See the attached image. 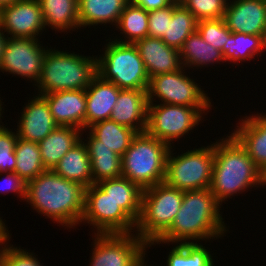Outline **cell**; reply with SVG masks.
<instances>
[{
    "label": "cell",
    "mask_w": 266,
    "mask_h": 266,
    "mask_svg": "<svg viewBox=\"0 0 266 266\" xmlns=\"http://www.w3.org/2000/svg\"><path fill=\"white\" fill-rule=\"evenodd\" d=\"M221 205L210 189L187 190L170 228L151 241L148 248L158 244H181L223 238L229 231L220 212ZM201 240V241H200Z\"/></svg>",
    "instance_id": "1"
},
{
    "label": "cell",
    "mask_w": 266,
    "mask_h": 266,
    "mask_svg": "<svg viewBox=\"0 0 266 266\" xmlns=\"http://www.w3.org/2000/svg\"><path fill=\"white\" fill-rule=\"evenodd\" d=\"M85 190L82 184L45 170L27 182L25 201L53 223L75 229L84 214Z\"/></svg>",
    "instance_id": "2"
},
{
    "label": "cell",
    "mask_w": 266,
    "mask_h": 266,
    "mask_svg": "<svg viewBox=\"0 0 266 266\" xmlns=\"http://www.w3.org/2000/svg\"><path fill=\"white\" fill-rule=\"evenodd\" d=\"M214 143L211 193L222 205L237 193L265 187V175L257 168L246 149L230 134ZM225 137V138H224Z\"/></svg>",
    "instance_id": "3"
},
{
    "label": "cell",
    "mask_w": 266,
    "mask_h": 266,
    "mask_svg": "<svg viewBox=\"0 0 266 266\" xmlns=\"http://www.w3.org/2000/svg\"><path fill=\"white\" fill-rule=\"evenodd\" d=\"M55 49L49 48L44 56L40 79L34 87L36 93L45 95L88 88L97 75V56Z\"/></svg>",
    "instance_id": "4"
},
{
    "label": "cell",
    "mask_w": 266,
    "mask_h": 266,
    "mask_svg": "<svg viewBox=\"0 0 266 266\" xmlns=\"http://www.w3.org/2000/svg\"><path fill=\"white\" fill-rule=\"evenodd\" d=\"M169 149L146 131L137 133L122 156V176L142 190L164 182Z\"/></svg>",
    "instance_id": "5"
},
{
    "label": "cell",
    "mask_w": 266,
    "mask_h": 266,
    "mask_svg": "<svg viewBox=\"0 0 266 266\" xmlns=\"http://www.w3.org/2000/svg\"><path fill=\"white\" fill-rule=\"evenodd\" d=\"M106 42L103 54L96 57L97 75L120 89L147 90L149 77L137 47L132 43L117 42L111 37Z\"/></svg>",
    "instance_id": "6"
},
{
    "label": "cell",
    "mask_w": 266,
    "mask_h": 266,
    "mask_svg": "<svg viewBox=\"0 0 266 266\" xmlns=\"http://www.w3.org/2000/svg\"><path fill=\"white\" fill-rule=\"evenodd\" d=\"M183 193L164 182L144 189L135 233L147 244L159 239L170 228L178 213Z\"/></svg>",
    "instance_id": "7"
},
{
    "label": "cell",
    "mask_w": 266,
    "mask_h": 266,
    "mask_svg": "<svg viewBox=\"0 0 266 266\" xmlns=\"http://www.w3.org/2000/svg\"><path fill=\"white\" fill-rule=\"evenodd\" d=\"M170 147L164 183L182 191L210 189L214 165V141L207 146L193 148L174 155ZM173 149V150H172Z\"/></svg>",
    "instance_id": "8"
},
{
    "label": "cell",
    "mask_w": 266,
    "mask_h": 266,
    "mask_svg": "<svg viewBox=\"0 0 266 266\" xmlns=\"http://www.w3.org/2000/svg\"><path fill=\"white\" fill-rule=\"evenodd\" d=\"M212 107H188L162 103L148 104L146 132L167 143L170 147L174 141L188 135L207 115Z\"/></svg>",
    "instance_id": "9"
},
{
    "label": "cell",
    "mask_w": 266,
    "mask_h": 266,
    "mask_svg": "<svg viewBox=\"0 0 266 266\" xmlns=\"http://www.w3.org/2000/svg\"><path fill=\"white\" fill-rule=\"evenodd\" d=\"M184 69V70H183ZM185 67L176 72L159 74L149 79L148 104L157 103L188 107H213L212 99L202 87L187 74ZM186 72V73H185ZM157 99V100H156Z\"/></svg>",
    "instance_id": "10"
},
{
    "label": "cell",
    "mask_w": 266,
    "mask_h": 266,
    "mask_svg": "<svg viewBox=\"0 0 266 266\" xmlns=\"http://www.w3.org/2000/svg\"><path fill=\"white\" fill-rule=\"evenodd\" d=\"M89 224L94 234L134 233L136 222L97 184L85 190V210L80 224Z\"/></svg>",
    "instance_id": "11"
},
{
    "label": "cell",
    "mask_w": 266,
    "mask_h": 266,
    "mask_svg": "<svg viewBox=\"0 0 266 266\" xmlns=\"http://www.w3.org/2000/svg\"><path fill=\"white\" fill-rule=\"evenodd\" d=\"M92 234L90 266H136L147 255L148 244L136 233Z\"/></svg>",
    "instance_id": "12"
},
{
    "label": "cell",
    "mask_w": 266,
    "mask_h": 266,
    "mask_svg": "<svg viewBox=\"0 0 266 266\" xmlns=\"http://www.w3.org/2000/svg\"><path fill=\"white\" fill-rule=\"evenodd\" d=\"M41 43V44H40ZM40 39L8 37L2 55L0 71L16 75L37 84L42 72L44 56L48 50Z\"/></svg>",
    "instance_id": "13"
},
{
    "label": "cell",
    "mask_w": 266,
    "mask_h": 266,
    "mask_svg": "<svg viewBox=\"0 0 266 266\" xmlns=\"http://www.w3.org/2000/svg\"><path fill=\"white\" fill-rule=\"evenodd\" d=\"M0 25L12 38L40 39L42 32L48 30L38 0H19L0 8Z\"/></svg>",
    "instance_id": "14"
},
{
    "label": "cell",
    "mask_w": 266,
    "mask_h": 266,
    "mask_svg": "<svg viewBox=\"0 0 266 266\" xmlns=\"http://www.w3.org/2000/svg\"><path fill=\"white\" fill-rule=\"evenodd\" d=\"M223 19L232 33L266 35V1L229 0Z\"/></svg>",
    "instance_id": "15"
},
{
    "label": "cell",
    "mask_w": 266,
    "mask_h": 266,
    "mask_svg": "<svg viewBox=\"0 0 266 266\" xmlns=\"http://www.w3.org/2000/svg\"><path fill=\"white\" fill-rule=\"evenodd\" d=\"M21 116L18 117V138L39 143L45 139L58 125L51 114L47 100L42 95H34L24 104Z\"/></svg>",
    "instance_id": "16"
},
{
    "label": "cell",
    "mask_w": 266,
    "mask_h": 266,
    "mask_svg": "<svg viewBox=\"0 0 266 266\" xmlns=\"http://www.w3.org/2000/svg\"><path fill=\"white\" fill-rule=\"evenodd\" d=\"M249 115L241 117L236 128L230 133L246 149L254 164L266 176V113L256 112Z\"/></svg>",
    "instance_id": "17"
},
{
    "label": "cell",
    "mask_w": 266,
    "mask_h": 266,
    "mask_svg": "<svg viewBox=\"0 0 266 266\" xmlns=\"http://www.w3.org/2000/svg\"><path fill=\"white\" fill-rule=\"evenodd\" d=\"M58 126L85 129L86 92L83 89L57 91L42 95Z\"/></svg>",
    "instance_id": "18"
},
{
    "label": "cell",
    "mask_w": 266,
    "mask_h": 266,
    "mask_svg": "<svg viewBox=\"0 0 266 266\" xmlns=\"http://www.w3.org/2000/svg\"><path fill=\"white\" fill-rule=\"evenodd\" d=\"M143 60L149 79L159 74L181 69L179 50L168 46L161 38L144 37L134 43Z\"/></svg>",
    "instance_id": "19"
},
{
    "label": "cell",
    "mask_w": 266,
    "mask_h": 266,
    "mask_svg": "<svg viewBox=\"0 0 266 266\" xmlns=\"http://www.w3.org/2000/svg\"><path fill=\"white\" fill-rule=\"evenodd\" d=\"M147 114V90L122 89L113 107L110 120L140 133L146 131Z\"/></svg>",
    "instance_id": "20"
},
{
    "label": "cell",
    "mask_w": 266,
    "mask_h": 266,
    "mask_svg": "<svg viewBox=\"0 0 266 266\" xmlns=\"http://www.w3.org/2000/svg\"><path fill=\"white\" fill-rule=\"evenodd\" d=\"M121 90L112 82L103 80L99 75L92 79L89 87L85 89V130L97 122L110 119Z\"/></svg>",
    "instance_id": "21"
},
{
    "label": "cell",
    "mask_w": 266,
    "mask_h": 266,
    "mask_svg": "<svg viewBox=\"0 0 266 266\" xmlns=\"http://www.w3.org/2000/svg\"><path fill=\"white\" fill-rule=\"evenodd\" d=\"M87 138H82L86 145L106 146L115 153L123 156L129 148L133 137L137 132L131 128L119 125L112 120H104L95 123L87 130Z\"/></svg>",
    "instance_id": "22"
},
{
    "label": "cell",
    "mask_w": 266,
    "mask_h": 266,
    "mask_svg": "<svg viewBox=\"0 0 266 266\" xmlns=\"http://www.w3.org/2000/svg\"><path fill=\"white\" fill-rule=\"evenodd\" d=\"M129 0H78L80 28L110 24L117 26L121 13ZM107 24V25H106Z\"/></svg>",
    "instance_id": "23"
},
{
    "label": "cell",
    "mask_w": 266,
    "mask_h": 266,
    "mask_svg": "<svg viewBox=\"0 0 266 266\" xmlns=\"http://www.w3.org/2000/svg\"><path fill=\"white\" fill-rule=\"evenodd\" d=\"M83 130L70 126H57L38 143L42 162L46 170H53L62 157L83 137Z\"/></svg>",
    "instance_id": "24"
},
{
    "label": "cell",
    "mask_w": 266,
    "mask_h": 266,
    "mask_svg": "<svg viewBox=\"0 0 266 266\" xmlns=\"http://www.w3.org/2000/svg\"><path fill=\"white\" fill-rule=\"evenodd\" d=\"M46 27L57 32L78 31V0H38Z\"/></svg>",
    "instance_id": "25"
},
{
    "label": "cell",
    "mask_w": 266,
    "mask_h": 266,
    "mask_svg": "<svg viewBox=\"0 0 266 266\" xmlns=\"http://www.w3.org/2000/svg\"><path fill=\"white\" fill-rule=\"evenodd\" d=\"M97 185L135 222L141 212L142 189L126 177L102 180Z\"/></svg>",
    "instance_id": "26"
},
{
    "label": "cell",
    "mask_w": 266,
    "mask_h": 266,
    "mask_svg": "<svg viewBox=\"0 0 266 266\" xmlns=\"http://www.w3.org/2000/svg\"><path fill=\"white\" fill-rule=\"evenodd\" d=\"M53 171L57 175L80 183L86 188L93 184L88 149L83 140L62 157Z\"/></svg>",
    "instance_id": "27"
},
{
    "label": "cell",
    "mask_w": 266,
    "mask_h": 266,
    "mask_svg": "<svg viewBox=\"0 0 266 266\" xmlns=\"http://www.w3.org/2000/svg\"><path fill=\"white\" fill-rule=\"evenodd\" d=\"M179 54L182 66L188 70L225 63L222 52L205 42L197 30L184 41Z\"/></svg>",
    "instance_id": "28"
},
{
    "label": "cell",
    "mask_w": 266,
    "mask_h": 266,
    "mask_svg": "<svg viewBox=\"0 0 266 266\" xmlns=\"http://www.w3.org/2000/svg\"><path fill=\"white\" fill-rule=\"evenodd\" d=\"M222 54L225 62L238 65L254 57H261L266 52V35L232 33L224 44Z\"/></svg>",
    "instance_id": "29"
},
{
    "label": "cell",
    "mask_w": 266,
    "mask_h": 266,
    "mask_svg": "<svg viewBox=\"0 0 266 266\" xmlns=\"http://www.w3.org/2000/svg\"><path fill=\"white\" fill-rule=\"evenodd\" d=\"M120 32L118 37L112 39L120 43H132L148 36V11L140 6L128 3L121 13L119 22L115 26ZM122 37V38H120ZM124 38V39H123Z\"/></svg>",
    "instance_id": "30"
},
{
    "label": "cell",
    "mask_w": 266,
    "mask_h": 266,
    "mask_svg": "<svg viewBox=\"0 0 266 266\" xmlns=\"http://www.w3.org/2000/svg\"><path fill=\"white\" fill-rule=\"evenodd\" d=\"M93 184L122 176V156L106 146L86 145Z\"/></svg>",
    "instance_id": "31"
},
{
    "label": "cell",
    "mask_w": 266,
    "mask_h": 266,
    "mask_svg": "<svg viewBox=\"0 0 266 266\" xmlns=\"http://www.w3.org/2000/svg\"><path fill=\"white\" fill-rule=\"evenodd\" d=\"M195 16L182 4L173 3L172 18L168 20L167 33L161 38L168 46L180 49L184 41L197 30Z\"/></svg>",
    "instance_id": "32"
},
{
    "label": "cell",
    "mask_w": 266,
    "mask_h": 266,
    "mask_svg": "<svg viewBox=\"0 0 266 266\" xmlns=\"http://www.w3.org/2000/svg\"><path fill=\"white\" fill-rule=\"evenodd\" d=\"M16 166L15 173L25 182L34 179L46 169L42 162L37 142L18 138L15 144Z\"/></svg>",
    "instance_id": "33"
},
{
    "label": "cell",
    "mask_w": 266,
    "mask_h": 266,
    "mask_svg": "<svg viewBox=\"0 0 266 266\" xmlns=\"http://www.w3.org/2000/svg\"><path fill=\"white\" fill-rule=\"evenodd\" d=\"M210 252L200 242L175 244L166 257V266H215Z\"/></svg>",
    "instance_id": "34"
},
{
    "label": "cell",
    "mask_w": 266,
    "mask_h": 266,
    "mask_svg": "<svg viewBox=\"0 0 266 266\" xmlns=\"http://www.w3.org/2000/svg\"><path fill=\"white\" fill-rule=\"evenodd\" d=\"M9 239L11 237L0 242V264L2 266H44L33 251L28 252L30 250L26 248L15 247L10 244Z\"/></svg>",
    "instance_id": "35"
},
{
    "label": "cell",
    "mask_w": 266,
    "mask_h": 266,
    "mask_svg": "<svg viewBox=\"0 0 266 266\" xmlns=\"http://www.w3.org/2000/svg\"><path fill=\"white\" fill-rule=\"evenodd\" d=\"M197 31L205 42L220 51L232 34L223 18L198 21Z\"/></svg>",
    "instance_id": "36"
},
{
    "label": "cell",
    "mask_w": 266,
    "mask_h": 266,
    "mask_svg": "<svg viewBox=\"0 0 266 266\" xmlns=\"http://www.w3.org/2000/svg\"><path fill=\"white\" fill-rule=\"evenodd\" d=\"M229 0H186L183 6L188 9L197 21L219 19L224 17Z\"/></svg>",
    "instance_id": "37"
},
{
    "label": "cell",
    "mask_w": 266,
    "mask_h": 266,
    "mask_svg": "<svg viewBox=\"0 0 266 266\" xmlns=\"http://www.w3.org/2000/svg\"><path fill=\"white\" fill-rule=\"evenodd\" d=\"M4 125V122L0 125V173L14 172L16 166L14 151L18 135L7 123Z\"/></svg>",
    "instance_id": "38"
},
{
    "label": "cell",
    "mask_w": 266,
    "mask_h": 266,
    "mask_svg": "<svg viewBox=\"0 0 266 266\" xmlns=\"http://www.w3.org/2000/svg\"><path fill=\"white\" fill-rule=\"evenodd\" d=\"M173 3L166 8L148 12V36L162 38L167 33L168 20L172 18Z\"/></svg>",
    "instance_id": "39"
},
{
    "label": "cell",
    "mask_w": 266,
    "mask_h": 266,
    "mask_svg": "<svg viewBox=\"0 0 266 266\" xmlns=\"http://www.w3.org/2000/svg\"><path fill=\"white\" fill-rule=\"evenodd\" d=\"M3 178H2V176ZM26 188L27 182H25L18 174L15 172H5L0 173V193H13L20 197L23 201L26 198Z\"/></svg>",
    "instance_id": "40"
},
{
    "label": "cell",
    "mask_w": 266,
    "mask_h": 266,
    "mask_svg": "<svg viewBox=\"0 0 266 266\" xmlns=\"http://www.w3.org/2000/svg\"><path fill=\"white\" fill-rule=\"evenodd\" d=\"M130 3L142 7L146 11L166 8L171 4L170 0H129Z\"/></svg>",
    "instance_id": "41"
},
{
    "label": "cell",
    "mask_w": 266,
    "mask_h": 266,
    "mask_svg": "<svg viewBox=\"0 0 266 266\" xmlns=\"http://www.w3.org/2000/svg\"><path fill=\"white\" fill-rule=\"evenodd\" d=\"M0 217V242L3 240H6L7 238H10V231L8 227L6 226V222L3 220V218Z\"/></svg>",
    "instance_id": "42"
},
{
    "label": "cell",
    "mask_w": 266,
    "mask_h": 266,
    "mask_svg": "<svg viewBox=\"0 0 266 266\" xmlns=\"http://www.w3.org/2000/svg\"><path fill=\"white\" fill-rule=\"evenodd\" d=\"M7 39H8V37L3 32L2 28H1V25H0V64H1V61H2V55L4 53V48H5Z\"/></svg>",
    "instance_id": "43"
},
{
    "label": "cell",
    "mask_w": 266,
    "mask_h": 266,
    "mask_svg": "<svg viewBox=\"0 0 266 266\" xmlns=\"http://www.w3.org/2000/svg\"><path fill=\"white\" fill-rule=\"evenodd\" d=\"M16 1H19V0H0V8L11 5L12 3Z\"/></svg>",
    "instance_id": "44"
},
{
    "label": "cell",
    "mask_w": 266,
    "mask_h": 266,
    "mask_svg": "<svg viewBox=\"0 0 266 266\" xmlns=\"http://www.w3.org/2000/svg\"><path fill=\"white\" fill-rule=\"evenodd\" d=\"M2 105H4V104H2L1 97H0V125L2 124V121H1L2 119L1 118H3L2 115L4 114L3 113L4 112V108H3L4 106H2Z\"/></svg>",
    "instance_id": "45"
},
{
    "label": "cell",
    "mask_w": 266,
    "mask_h": 266,
    "mask_svg": "<svg viewBox=\"0 0 266 266\" xmlns=\"http://www.w3.org/2000/svg\"><path fill=\"white\" fill-rule=\"evenodd\" d=\"M147 256H144L139 262H138V264L136 265V266H150V265H147V262L145 261V258H146ZM152 266V265H151Z\"/></svg>",
    "instance_id": "46"
},
{
    "label": "cell",
    "mask_w": 266,
    "mask_h": 266,
    "mask_svg": "<svg viewBox=\"0 0 266 266\" xmlns=\"http://www.w3.org/2000/svg\"><path fill=\"white\" fill-rule=\"evenodd\" d=\"M171 3H175V4H183L184 1L186 0H170Z\"/></svg>",
    "instance_id": "47"
}]
</instances>
